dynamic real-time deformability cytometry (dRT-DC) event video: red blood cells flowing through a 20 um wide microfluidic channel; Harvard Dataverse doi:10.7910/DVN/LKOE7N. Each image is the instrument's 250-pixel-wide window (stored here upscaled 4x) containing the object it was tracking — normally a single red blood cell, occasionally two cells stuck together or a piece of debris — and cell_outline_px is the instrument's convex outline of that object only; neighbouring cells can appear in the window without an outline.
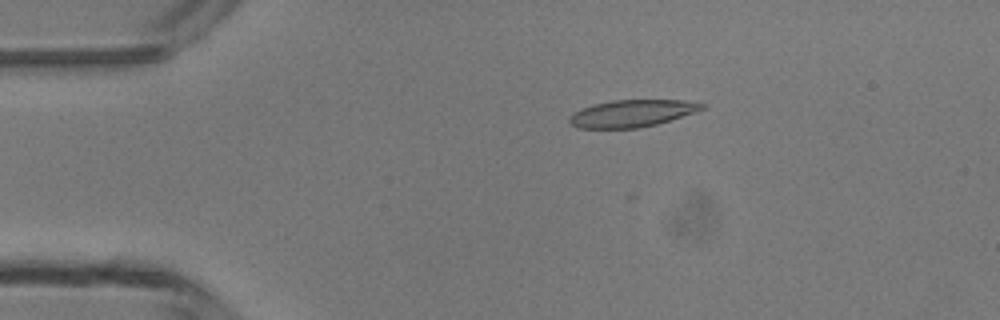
{"species": "common noctule bat (a hibernating species)", "species_latin": "Nyctalus noctula", "temperature_condition": "room temperature", "stored_images_in_passage": 3, "camera_frame_rate_fps": 3000, "um_per_image_px": 0.085, "animal": {"sex": "male", "body_mass_g": 13.3}, "frame": {"image": 1, "passage_image": 2, "time_ms": 1.333, "image_size_px": [1000, 320], "cell_outline_px": [[704, 108], [656, 124], [636, 128], [580, 128], [572, 124], [568, 120], [576, 112], [592, 104], [612, 100], [680, 100], [704, 104]], "centroid_in_image_um": [53.68, 9.63], "position_along_channel_um": 31.3, "area_um2": 20.29}}